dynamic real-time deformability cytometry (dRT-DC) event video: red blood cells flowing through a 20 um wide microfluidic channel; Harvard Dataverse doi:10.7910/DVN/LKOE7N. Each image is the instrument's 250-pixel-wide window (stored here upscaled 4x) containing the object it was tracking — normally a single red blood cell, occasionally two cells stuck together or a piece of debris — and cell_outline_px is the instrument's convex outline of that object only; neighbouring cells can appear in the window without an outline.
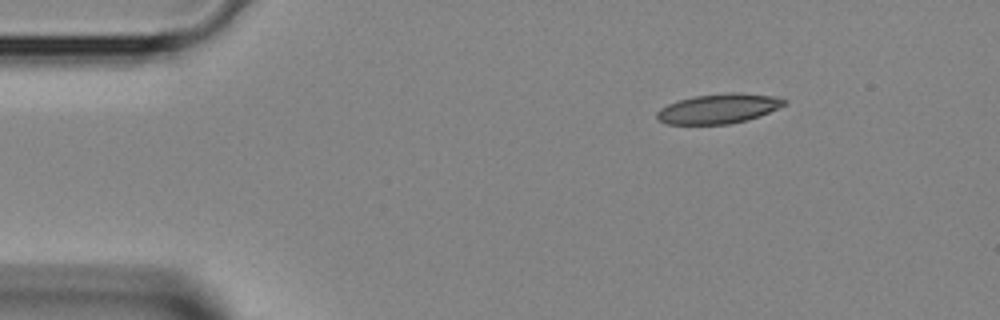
{"species": "Egyptian fruit bat (a non-hibernating species)", "species_latin": "Rousettus aegyptiacus", "temperature_condition": "room temperature", "stored_images_in_passage": 37, "camera_frame_rate_fps": 3000, "um_per_image_px": 0.085, "animal": {"sex": "female"}, "frame": {"image": 1, "passage_image": 1, "time_ms": 0.0, "image_size_px": [1000, 320], "cell_outline_px": [[788, 104], [760, 116], [728, 124], [668, 124], [660, 120], [656, 116], [656, 112], [660, 108], [668, 104], [680, 100], [696, 96], [728, 92], [736, 92], [772, 96], [788, 100]], "centroid_in_image_um": [61.11, 9.23], "position_along_channel_um": 23.9, "area_um2": 21.91}}
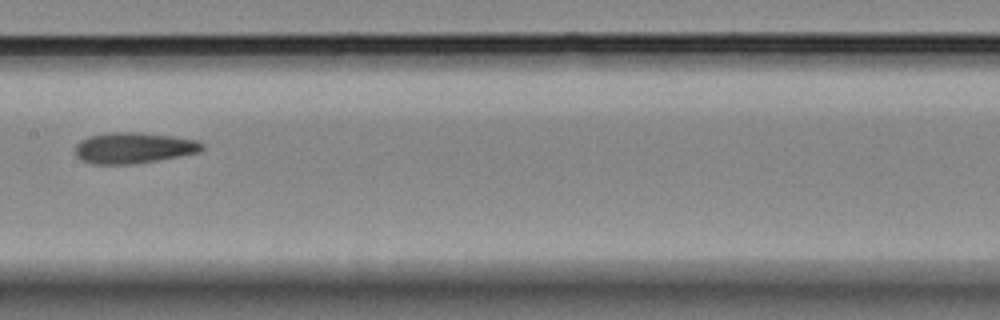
{"frame": {"image": 2, "passage_image": 16, "time_ms": 5.0, "image_size_px": [1000, 320], "cell_outline_px": [[204, 148], [200, 152], [180, 156], [136, 164], [92, 164], [80, 160], [72, 152], [76, 144], [80, 140], [88, 136], [108, 132], [140, 132], [172, 136], [196, 140], [204, 144]], "centroid_in_image_um": [11.31, 12.57], "position_along_channel_um": 196.1, "area_um2": 23.29}}
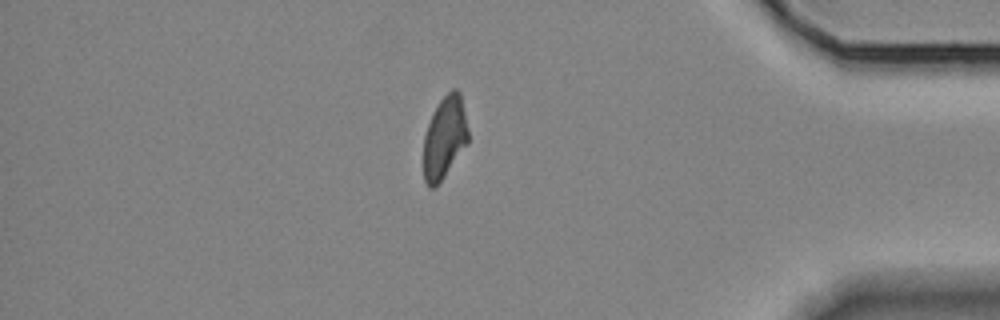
{"frame": {"image": 3, "passage_image": 31, "time_ms": 10.0, "image_size_px": [1000, 320], "cell_outline_px": [[468, 144], [440, 180], [432, 188], [428, 188], [424, 180], [424, 136], [432, 112], [440, 100], [452, 88], [456, 88], [460, 92], [468, 128]], "centroid_in_image_um": [37.79, 11.65], "position_along_channel_um": 397.4, "area_um2": 21.21}}